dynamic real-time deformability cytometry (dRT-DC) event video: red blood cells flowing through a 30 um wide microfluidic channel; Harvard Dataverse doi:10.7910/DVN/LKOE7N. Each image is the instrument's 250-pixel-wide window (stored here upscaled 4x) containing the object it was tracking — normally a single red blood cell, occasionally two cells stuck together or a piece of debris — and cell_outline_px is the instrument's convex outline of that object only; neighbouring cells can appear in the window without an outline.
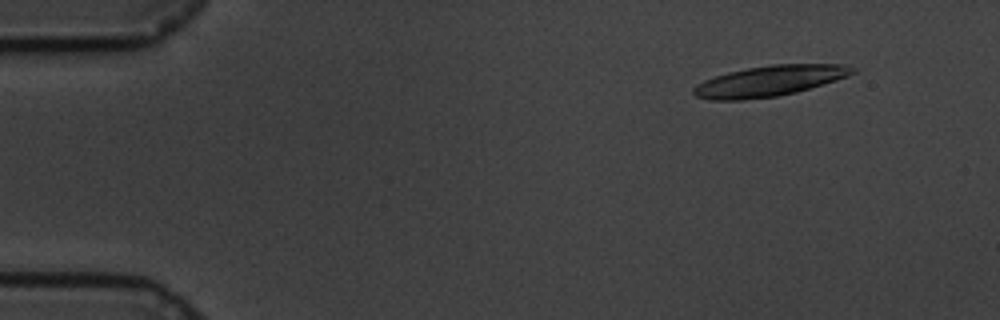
{"species": "common noctule bat (a hibernating species)", "species_latin": "Nyctalus noctula", "temperature_condition": "cold", "stored_images_in_passage": 15, "camera_frame_rate_fps": 3000, "um_per_image_px": 0.085, "animal": {"sex": "male", "body_mass_g": 19.5, "forearm_length_mm": 54.6}, "frame": {"image": 1, "passage_image": 7, "time_ms": 2.0, "image_size_px": [1000, 320], "cell_outline_px": [[856, 72], [848, 76], [836, 80], [796, 92], [776, 96], [744, 100], [712, 100], [696, 96], [692, 92], [692, 88], [696, 84], [704, 80], [728, 72], [748, 68], [772, 64], [844, 64], [856, 68]], "centroid_in_image_um": [65.4, 6.88], "position_along_channel_um": 19.6, "area_um2": 28.32}}